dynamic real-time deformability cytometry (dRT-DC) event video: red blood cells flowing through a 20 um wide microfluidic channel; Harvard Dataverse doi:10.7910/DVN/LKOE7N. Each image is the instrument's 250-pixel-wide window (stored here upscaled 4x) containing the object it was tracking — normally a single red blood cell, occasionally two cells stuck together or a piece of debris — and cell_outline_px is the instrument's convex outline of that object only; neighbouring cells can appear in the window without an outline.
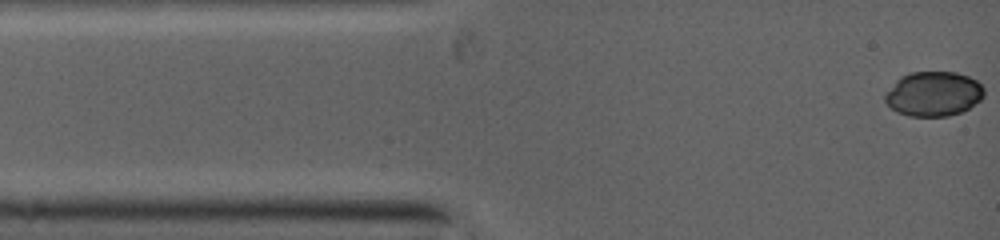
{"species": "common noctule bat (a hibernating species)", "species_latin": "Nyctalus noctula", "temperature_condition": "warm", "stored_images_in_passage": 13, "camera_frame_rate_fps": 5000, "um_per_image_px": 0.085, "animal": {"sex": "female", "body_mass_g": 19.0, "forearm_length_mm": 53.3}, "frame": {"image": 1, "passage_image": 1, "time_ms": 0.0, "image_size_px": [1000, 240], "cell_outline_px": [[984, 96], [980, 100], [968, 108], [960, 112], [948, 116], [908, 116], [896, 112], [884, 100], [884, 96], [896, 80], [900, 76], [908, 72], [956, 72], [968, 76], [976, 80], [984, 88]], "centroid_in_image_um": [79.34, 7.97], "position_along_channel_um": 5.7, "area_um2": 25.78}}
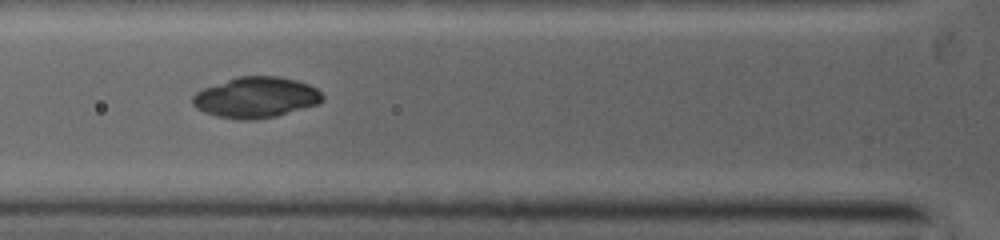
{"frame": {"image": 2, "passage_image": 10, "time_ms": 3.6, "image_size_px": [1000, 240], "cell_outline_px": [[324, 100], [316, 104], [276, 116], [220, 116], [204, 112], [196, 108], [192, 104], [192, 96], [196, 92], [204, 88], [240, 76], [276, 76], [296, 80], [308, 84], [316, 88], [324, 96]], "centroid_in_image_um": [21.78, 8.22], "position_along_channel_um": 104.0, "area_um2": 29.54}}
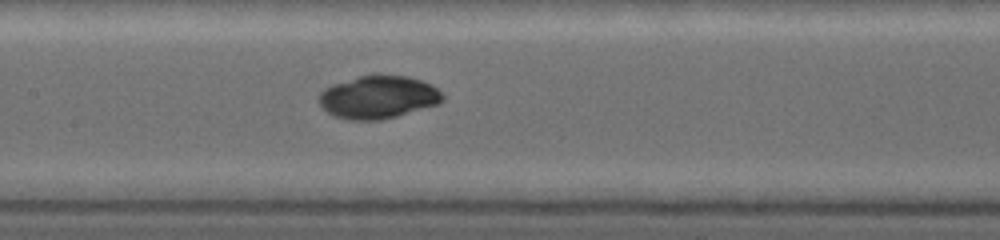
{"frame": {"image": 3, "passage_image": 13, "time_ms": 5.2, "image_size_px": [1000, 240], "cell_outline_px": [[444, 96], [436, 104], [396, 116], [380, 120], [356, 120], [336, 116], [328, 112], [320, 104], [320, 92], [336, 84], [360, 76], [404, 76], [420, 80], [436, 88]], "centroid_in_image_um": [32.15, 8.27], "position_along_channel_um": 175.3, "area_um2": 29.65}}